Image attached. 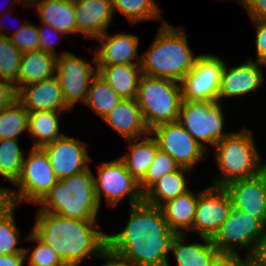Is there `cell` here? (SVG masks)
Here are the masks:
<instances>
[{
	"label": "cell",
	"instance_id": "9c48e42d",
	"mask_svg": "<svg viewBox=\"0 0 266 266\" xmlns=\"http://www.w3.org/2000/svg\"><path fill=\"white\" fill-rule=\"evenodd\" d=\"M225 63L215 55H198L193 68L181 80L183 101H218Z\"/></svg>",
	"mask_w": 266,
	"mask_h": 266
},
{
	"label": "cell",
	"instance_id": "d590c367",
	"mask_svg": "<svg viewBox=\"0 0 266 266\" xmlns=\"http://www.w3.org/2000/svg\"><path fill=\"white\" fill-rule=\"evenodd\" d=\"M14 208L0 219V255L26 254L25 248L15 247L18 243L19 229L14 222Z\"/></svg>",
	"mask_w": 266,
	"mask_h": 266
},
{
	"label": "cell",
	"instance_id": "f6af8a7d",
	"mask_svg": "<svg viewBox=\"0 0 266 266\" xmlns=\"http://www.w3.org/2000/svg\"><path fill=\"white\" fill-rule=\"evenodd\" d=\"M16 205L13 191L0 188V219L5 217Z\"/></svg>",
	"mask_w": 266,
	"mask_h": 266
},
{
	"label": "cell",
	"instance_id": "74e56055",
	"mask_svg": "<svg viewBox=\"0 0 266 266\" xmlns=\"http://www.w3.org/2000/svg\"><path fill=\"white\" fill-rule=\"evenodd\" d=\"M39 38L38 27L27 23L20 26L18 32H14L11 36L9 35L12 44L21 53L38 50Z\"/></svg>",
	"mask_w": 266,
	"mask_h": 266
},
{
	"label": "cell",
	"instance_id": "f35d334b",
	"mask_svg": "<svg viewBox=\"0 0 266 266\" xmlns=\"http://www.w3.org/2000/svg\"><path fill=\"white\" fill-rule=\"evenodd\" d=\"M256 24L257 37H256V48H257V64L266 66V21L253 20Z\"/></svg>",
	"mask_w": 266,
	"mask_h": 266
},
{
	"label": "cell",
	"instance_id": "2e32d148",
	"mask_svg": "<svg viewBox=\"0 0 266 266\" xmlns=\"http://www.w3.org/2000/svg\"><path fill=\"white\" fill-rule=\"evenodd\" d=\"M85 147L86 143L62 136L52 143L42 147L49 158L52 169L59 179L70 177L89 168L87 162L91 161Z\"/></svg>",
	"mask_w": 266,
	"mask_h": 266
},
{
	"label": "cell",
	"instance_id": "6da1fadb",
	"mask_svg": "<svg viewBox=\"0 0 266 266\" xmlns=\"http://www.w3.org/2000/svg\"><path fill=\"white\" fill-rule=\"evenodd\" d=\"M131 208L126 227L118 234L107 235V248L131 266H167V253L176 234L161 208L144 201Z\"/></svg>",
	"mask_w": 266,
	"mask_h": 266
},
{
	"label": "cell",
	"instance_id": "4fadbf2b",
	"mask_svg": "<svg viewBox=\"0 0 266 266\" xmlns=\"http://www.w3.org/2000/svg\"><path fill=\"white\" fill-rule=\"evenodd\" d=\"M90 65L71 52L62 53L57 57L56 77L70 108L79 100L84 103L87 98L91 80L98 73L97 68L95 70Z\"/></svg>",
	"mask_w": 266,
	"mask_h": 266
},
{
	"label": "cell",
	"instance_id": "681fc988",
	"mask_svg": "<svg viewBox=\"0 0 266 266\" xmlns=\"http://www.w3.org/2000/svg\"><path fill=\"white\" fill-rule=\"evenodd\" d=\"M242 4H243V6L248 2V0H242V1H240Z\"/></svg>",
	"mask_w": 266,
	"mask_h": 266
},
{
	"label": "cell",
	"instance_id": "4dcf8cb0",
	"mask_svg": "<svg viewBox=\"0 0 266 266\" xmlns=\"http://www.w3.org/2000/svg\"><path fill=\"white\" fill-rule=\"evenodd\" d=\"M29 112L17 100L6 109L0 110V140L18 139V135L28 130Z\"/></svg>",
	"mask_w": 266,
	"mask_h": 266
},
{
	"label": "cell",
	"instance_id": "e0dca14e",
	"mask_svg": "<svg viewBox=\"0 0 266 266\" xmlns=\"http://www.w3.org/2000/svg\"><path fill=\"white\" fill-rule=\"evenodd\" d=\"M17 100L28 112L62 111L70 109L57 77L22 86L18 90Z\"/></svg>",
	"mask_w": 266,
	"mask_h": 266
},
{
	"label": "cell",
	"instance_id": "8fae6325",
	"mask_svg": "<svg viewBox=\"0 0 266 266\" xmlns=\"http://www.w3.org/2000/svg\"><path fill=\"white\" fill-rule=\"evenodd\" d=\"M94 185L99 205L103 193L110 206L116 205L125 195H130L131 206L143 201L139 183L128 172L120 158L98 167V178H94Z\"/></svg>",
	"mask_w": 266,
	"mask_h": 266
},
{
	"label": "cell",
	"instance_id": "44dd1931",
	"mask_svg": "<svg viewBox=\"0 0 266 266\" xmlns=\"http://www.w3.org/2000/svg\"><path fill=\"white\" fill-rule=\"evenodd\" d=\"M103 119L129 142L150 133L136 99H123Z\"/></svg>",
	"mask_w": 266,
	"mask_h": 266
},
{
	"label": "cell",
	"instance_id": "f546056e",
	"mask_svg": "<svg viewBox=\"0 0 266 266\" xmlns=\"http://www.w3.org/2000/svg\"><path fill=\"white\" fill-rule=\"evenodd\" d=\"M84 103L90 106L101 118L106 117L123 99L97 73L90 83Z\"/></svg>",
	"mask_w": 266,
	"mask_h": 266
},
{
	"label": "cell",
	"instance_id": "ee69618b",
	"mask_svg": "<svg viewBox=\"0 0 266 266\" xmlns=\"http://www.w3.org/2000/svg\"><path fill=\"white\" fill-rule=\"evenodd\" d=\"M45 28H48L50 29V33L48 32H45L43 31L41 28L39 29L38 28V33H39V42H38V50H42L43 52H46V53H49V54H52L56 57H58V54L53 50V43H52V38H50V34L51 33H56V32H60L59 30L57 29H54L52 26L48 25V24H44ZM47 29V30H48ZM47 33V34H46ZM52 35V34H51Z\"/></svg>",
	"mask_w": 266,
	"mask_h": 266
},
{
	"label": "cell",
	"instance_id": "ab89813d",
	"mask_svg": "<svg viewBox=\"0 0 266 266\" xmlns=\"http://www.w3.org/2000/svg\"><path fill=\"white\" fill-rule=\"evenodd\" d=\"M250 257L251 266L266 265V228L263 233L257 238Z\"/></svg>",
	"mask_w": 266,
	"mask_h": 266
},
{
	"label": "cell",
	"instance_id": "f1b7e54d",
	"mask_svg": "<svg viewBox=\"0 0 266 266\" xmlns=\"http://www.w3.org/2000/svg\"><path fill=\"white\" fill-rule=\"evenodd\" d=\"M58 113V111L29 112L28 132L32 136L39 138L38 141H35L33 148H42L63 136L59 134Z\"/></svg>",
	"mask_w": 266,
	"mask_h": 266
},
{
	"label": "cell",
	"instance_id": "3957f363",
	"mask_svg": "<svg viewBox=\"0 0 266 266\" xmlns=\"http://www.w3.org/2000/svg\"><path fill=\"white\" fill-rule=\"evenodd\" d=\"M154 42L141 59L142 74L177 82L193 68L198 58L192 55L185 34L164 22Z\"/></svg>",
	"mask_w": 266,
	"mask_h": 266
},
{
	"label": "cell",
	"instance_id": "ffe728a7",
	"mask_svg": "<svg viewBox=\"0 0 266 266\" xmlns=\"http://www.w3.org/2000/svg\"><path fill=\"white\" fill-rule=\"evenodd\" d=\"M101 49L95 55L96 65L141 64L132 62L137 57L138 37L132 34L110 36L107 32L98 37Z\"/></svg>",
	"mask_w": 266,
	"mask_h": 266
},
{
	"label": "cell",
	"instance_id": "4316f807",
	"mask_svg": "<svg viewBox=\"0 0 266 266\" xmlns=\"http://www.w3.org/2000/svg\"><path fill=\"white\" fill-rule=\"evenodd\" d=\"M130 152L120 159L132 177L140 183L146 176L147 170L155 159L158 143L155 138L147 137L141 142H133L129 146Z\"/></svg>",
	"mask_w": 266,
	"mask_h": 266
},
{
	"label": "cell",
	"instance_id": "7a4b0ae2",
	"mask_svg": "<svg viewBox=\"0 0 266 266\" xmlns=\"http://www.w3.org/2000/svg\"><path fill=\"white\" fill-rule=\"evenodd\" d=\"M95 221L72 219L39 211L32 232L70 266L107 248V234L95 230Z\"/></svg>",
	"mask_w": 266,
	"mask_h": 266
},
{
	"label": "cell",
	"instance_id": "30bf717a",
	"mask_svg": "<svg viewBox=\"0 0 266 266\" xmlns=\"http://www.w3.org/2000/svg\"><path fill=\"white\" fill-rule=\"evenodd\" d=\"M266 225L259 219L232 208L226 221L211 238L213 245L221 253H237L235 245L247 247L249 256L257 238ZM254 243V244H253Z\"/></svg>",
	"mask_w": 266,
	"mask_h": 266
},
{
	"label": "cell",
	"instance_id": "8d00e7d4",
	"mask_svg": "<svg viewBox=\"0 0 266 266\" xmlns=\"http://www.w3.org/2000/svg\"><path fill=\"white\" fill-rule=\"evenodd\" d=\"M27 239L35 240L38 243L29 257V266H70L66 264L48 244L42 242L33 232H31V235L28 236Z\"/></svg>",
	"mask_w": 266,
	"mask_h": 266
},
{
	"label": "cell",
	"instance_id": "7dc6e473",
	"mask_svg": "<svg viewBox=\"0 0 266 266\" xmlns=\"http://www.w3.org/2000/svg\"><path fill=\"white\" fill-rule=\"evenodd\" d=\"M29 249H25L26 254H3L0 255V266H22Z\"/></svg>",
	"mask_w": 266,
	"mask_h": 266
},
{
	"label": "cell",
	"instance_id": "277c9868",
	"mask_svg": "<svg viewBox=\"0 0 266 266\" xmlns=\"http://www.w3.org/2000/svg\"><path fill=\"white\" fill-rule=\"evenodd\" d=\"M94 178L88 168L59 179L39 202L43 206L38 211L72 219L96 221L100 205L96 197Z\"/></svg>",
	"mask_w": 266,
	"mask_h": 266
},
{
	"label": "cell",
	"instance_id": "c3c4849f",
	"mask_svg": "<svg viewBox=\"0 0 266 266\" xmlns=\"http://www.w3.org/2000/svg\"><path fill=\"white\" fill-rule=\"evenodd\" d=\"M16 1H18V3H21L20 1H22L23 3L25 2V5L28 6V3H26L27 0H16ZM28 1H31V2H29L30 4L34 3L35 1H36V3L38 2V0H28Z\"/></svg>",
	"mask_w": 266,
	"mask_h": 266
},
{
	"label": "cell",
	"instance_id": "5b68a950",
	"mask_svg": "<svg viewBox=\"0 0 266 266\" xmlns=\"http://www.w3.org/2000/svg\"><path fill=\"white\" fill-rule=\"evenodd\" d=\"M176 82L142 74L136 102L149 130L160 124L178 121L183 99L181 86Z\"/></svg>",
	"mask_w": 266,
	"mask_h": 266
},
{
	"label": "cell",
	"instance_id": "7402d4cb",
	"mask_svg": "<svg viewBox=\"0 0 266 266\" xmlns=\"http://www.w3.org/2000/svg\"><path fill=\"white\" fill-rule=\"evenodd\" d=\"M96 68L122 99H136L142 76L140 64L97 65Z\"/></svg>",
	"mask_w": 266,
	"mask_h": 266
},
{
	"label": "cell",
	"instance_id": "d6986e66",
	"mask_svg": "<svg viewBox=\"0 0 266 266\" xmlns=\"http://www.w3.org/2000/svg\"><path fill=\"white\" fill-rule=\"evenodd\" d=\"M261 71L256 62L250 59L247 63L238 67H231L229 70L224 65L220 79L218 102L222 97L245 95L256 90L264 80Z\"/></svg>",
	"mask_w": 266,
	"mask_h": 266
},
{
	"label": "cell",
	"instance_id": "484cf974",
	"mask_svg": "<svg viewBox=\"0 0 266 266\" xmlns=\"http://www.w3.org/2000/svg\"><path fill=\"white\" fill-rule=\"evenodd\" d=\"M206 245L200 243L185 244L184 235H176L171 243L170 251H173L177 266H211L219 253L210 238L202 237Z\"/></svg>",
	"mask_w": 266,
	"mask_h": 266
},
{
	"label": "cell",
	"instance_id": "83f0119b",
	"mask_svg": "<svg viewBox=\"0 0 266 266\" xmlns=\"http://www.w3.org/2000/svg\"><path fill=\"white\" fill-rule=\"evenodd\" d=\"M186 169L188 170V168L180 167L178 170L164 175L143 194V201L160 207L161 199L167 202L189 191L183 175Z\"/></svg>",
	"mask_w": 266,
	"mask_h": 266
},
{
	"label": "cell",
	"instance_id": "ba28073f",
	"mask_svg": "<svg viewBox=\"0 0 266 266\" xmlns=\"http://www.w3.org/2000/svg\"><path fill=\"white\" fill-rule=\"evenodd\" d=\"M57 181L47 154L42 148L32 147L28 158H24L21 174L14 183L20 187L19 194L13 192L15 203L30 201L39 204Z\"/></svg>",
	"mask_w": 266,
	"mask_h": 266
},
{
	"label": "cell",
	"instance_id": "52a82bcc",
	"mask_svg": "<svg viewBox=\"0 0 266 266\" xmlns=\"http://www.w3.org/2000/svg\"><path fill=\"white\" fill-rule=\"evenodd\" d=\"M223 120L218 101H182L178 122L204 149L201 141L215 146L228 135L222 133Z\"/></svg>",
	"mask_w": 266,
	"mask_h": 266
},
{
	"label": "cell",
	"instance_id": "b9f144b4",
	"mask_svg": "<svg viewBox=\"0 0 266 266\" xmlns=\"http://www.w3.org/2000/svg\"><path fill=\"white\" fill-rule=\"evenodd\" d=\"M250 257L241 259L237 253H221L219 252L213 260L211 266H249Z\"/></svg>",
	"mask_w": 266,
	"mask_h": 266
},
{
	"label": "cell",
	"instance_id": "603a6c76",
	"mask_svg": "<svg viewBox=\"0 0 266 266\" xmlns=\"http://www.w3.org/2000/svg\"><path fill=\"white\" fill-rule=\"evenodd\" d=\"M56 61V56L43 52L40 49L22 53L17 77V91L22 86L54 77Z\"/></svg>",
	"mask_w": 266,
	"mask_h": 266
},
{
	"label": "cell",
	"instance_id": "ac0fdd59",
	"mask_svg": "<svg viewBox=\"0 0 266 266\" xmlns=\"http://www.w3.org/2000/svg\"><path fill=\"white\" fill-rule=\"evenodd\" d=\"M76 33L98 38L106 32L113 18L111 0L74 1Z\"/></svg>",
	"mask_w": 266,
	"mask_h": 266
},
{
	"label": "cell",
	"instance_id": "bcb514c9",
	"mask_svg": "<svg viewBox=\"0 0 266 266\" xmlns=\"http://www.w3.org/2000/svg\"><path fill=\"white\" fill-rule=\"evenodd\" d=\"M100 257L109 259L106 264L101 266H131L125 258L120 254L113 253L109 248H106L101 254Z\"/></svg>",
	"mask_w": 266,
	"mask_h": 266
},
{
	"label": "cell",
	"instance_id": "836d02e7",
	"mask_svg": "<svg viewBox=\"0 0 266 266\" xmlns=\"http://www.w3.org/2000/svg\"><path fill=\"white\" fill-rule=\"evenodd\" d=\"M21 59L22 53L0 32V78L13 83L16 89Z\"/></svg>",
	"mask_w": 266,
	"mask_h": 266
},
{
	"label": "cell",
	"instance_id": "5bb4252c",
	"mask_svg": "<svg viewBox=\"0 0 266 266\" xmlns=\"http://www.w3.org/2000/svg\"><path fill=\"white\" fill-rule=\"evenodd\" d=\"M232 210L230 198L223 187H208L198 195L192 230L201 237L212 238Z\"/></svg>",
	"mask_w": 266,
	"mask_h": 266
},
{
	"label": "cell",
	"instance_id": "7bdbcfd3",
	"mask_svg": "<svg viewBox=\"0 0 266 266\" xmlns=\"http://www.w3.org/2000/svg\"><path fill=\"white\" fill-rule=\"evenodd\" d=\"M244 7L252 20L266 21V0H248Z\"/></svg>",
	"mask_w": 266,
	"mask_h": 266
},
{
	"label": "cell",
	"instance_id": "7c38bea8",
	"mask_svg": "<svg viewBox=\"0 0 266 266\" xmlns=\"http://www.w3.org/2000/svg\"><path fill=\"white\" fill-rule=\"evenodd\" d=\"M150 133L161 151L168 153L180 167L191 168L203 158L205 149L178 122L157 125Z\"/></svg>",
	"mask_w": 266,
	"mask_h": 266
},
{
	"label": "cell",
	"instance_id": "d6a6232c",
	"mask_svg": "<svg viewBox=\"0 0 266 266\" xmlns=\"http://www.w3.org/2000/svg\"><path fill=\"white\" fill-rule=\"evenodd\" d=\"M113 12L122 13L130 22L157 19L161 15L160 8L154 0H111Z\"/></svg>",
	"mask_w": 266,
	"mask_h": 266
},
{
	"label": "cell",
	"instance_id": "9a60e30c",
	"mask_svg": "<svg viewBox=\"0 0 266 266\" xmlns=\"http://www.w3.org/2000/svg\"><path fill=\"white\" fill-rule=\"evenodd\" d=\"M223 188L232 208L259 218L266 225V169L254 177L230 182Z\"/></svg>",
	"mask_w": 266,
	"mask_h": 266
},
{
	"label": "cell",
	"instance_id": "60d3db41",
	"mask_svg": "<svg viewBox=\"0 0 266 266\" xmlns=\"http://www.w3.org/2000/svg\"><path fill=\"white\" fill-rule=\"evenodd\" d=\"M18 91L15 85L0 78V110L6 109L17 101Z\"/></svg>",
	"mask_w": 266,
	"mask_h": 266
},
{
	"label": "cell",
	"instance_id": "e575fe53",
	"mask_svg": "<svg viewBox=\"0 0 266 266\" xmlns=\"http://www.w3.org/2000/svg\"><path fill=\"white\" fill-rule=\"evenodd\" d=\"M178 163L166 152L157 150L155 159L147 170L145 178L139 183L144 194L155 182L170 172L178 170ZM142 187L146 188L145 190Z\"/></svg>",
	"mask_w": 266,
	"mask_h": 266
},
{
	"label": "cell",
	"instance_id": "8992f818",
	"mask_svg": "<svg viewBox=\"0 0 266 266\" xmlns=\"http://www.w3.org/2000/svg\"><path fill=\"white\" fill-rule=\"evenodd\" d=\"M251 134L247 129L232 132L216 143V160L225 177L213 180V186L223 187L236 180L254 177L266 169L265 164L261 166L258 163L260 158Z\"/></svg>",
	"mask_w": 266,
	"mask_h": 266
},
{
	"label": "cell",
	"instance_id": "1f68e13d",
	"mask_svg": "<svg viewBox=\"0 0 266 266\" xmlns=\"http://www.w3.org/2000/svg\"><path fill=\"white\" fill-rule=\"evenodd\" d=\"M24 156L18 146V139L0 140V174L13 184L22 171Z\"/></svg>",
	"mask_w": 266,
	"mask_h": 266
},
{
	"label": "cell",
	"instance_id": "cb8c5ba5",
	"mask_svg": "<svg viewBox=\"0 0 266 266\" xmlns=\"http://www.w3.org/2000/svg\"><path fill=\"white\" fill-rule=\"evenodd\" d=\"M197 202L198 195H193L190 191L167 202H162L164 205L160 208L164 219L176 235H183L184 229L192 230Z\"/></svg>",
	"mask_w": 266,
	"mask_h": 266
},
{
	"label": "cell",
	"instance_id": "d4e9b609",
	"mask_svg": "<svg viewBox=\"0 0 266 266\" xmlns=\"http://www.w3.org/2000/svg\"><path fill=\"white\" fill-rule=\"evenodd\" d=\"M38 13L43 24H48L62 34L76 33L74 1L38 0Z\"/></svg>",
	"mask_w": 266,
	"mask_h": 266
}]
</instances>
